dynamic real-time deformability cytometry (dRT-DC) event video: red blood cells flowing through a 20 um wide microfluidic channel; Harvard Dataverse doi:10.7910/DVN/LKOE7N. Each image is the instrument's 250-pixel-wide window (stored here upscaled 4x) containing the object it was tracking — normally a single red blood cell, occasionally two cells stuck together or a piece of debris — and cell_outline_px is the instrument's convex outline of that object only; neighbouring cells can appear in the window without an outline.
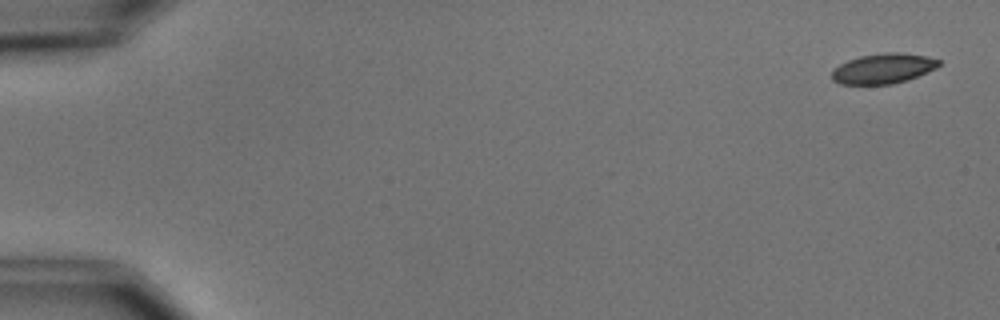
{"species": "common noctule bat (a hibernating species)", "species_latin": "Nyctalus noctula", "temperature_condition": "cold", "stored_images_in_passage": 4, "camera_frame_rate_fps": 3000, "um_per_image_px": 0.085, "animal": {"sex": "male", "body_mass_g": 15.6}, "frame": {"image": 1, "passage_image": 1, "time_ms": 0.0, "image_size_px": [1000, 320], "cell_outline_px": [[940, 64], [936, 68], [908, 80], [892, 84], [840, 84], [832, 80], [832, 72], [840, 64], [848, 60], [860, 56], [884, 52], [900, 52], [924, 56], [940, 60]], "centroid_in_image_um": [75.07, 5.82], "position_along_channel_um": 9.9, "area_um2": 18.67}}